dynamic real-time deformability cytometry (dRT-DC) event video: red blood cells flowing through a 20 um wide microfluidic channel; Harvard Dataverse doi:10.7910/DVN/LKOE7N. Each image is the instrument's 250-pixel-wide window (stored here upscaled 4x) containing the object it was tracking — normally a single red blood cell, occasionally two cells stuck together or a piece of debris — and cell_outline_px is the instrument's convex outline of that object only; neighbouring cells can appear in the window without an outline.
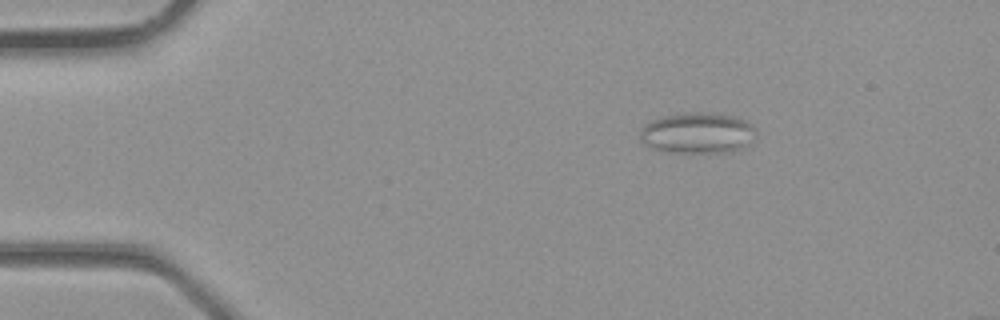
{"species": "common noctule bat (a hibernating species)", "species_latin": "Nyctalus noctula", "temperature_condition": "room temperature", "stored_images_in_passage": 3, "camera_frame_rate_fps": 3000, "um_per_image_px": 0.085, "animal": {"sex": "male", "body_mass_g": 23.1, "forearm_length_mm": 52.7}, "frame": {"image": 1, "passage_image": 1, "time_ms": 0.0, "image_size_px": [1000, 320], "cell_outline_px": [[756, 136], [748, 144], [740, 148], [728, 152], [668, 152], [644, 144], [640, 140], [640, 128], [644, 124], [652, 120], [684, 112], [708, 112], [736, 116], [744, 120], [756, 128]], "centroid_in_image_um": [59.3, 11.29], "position_along_channel_um": 25.7, "area_um2": 27.63}}